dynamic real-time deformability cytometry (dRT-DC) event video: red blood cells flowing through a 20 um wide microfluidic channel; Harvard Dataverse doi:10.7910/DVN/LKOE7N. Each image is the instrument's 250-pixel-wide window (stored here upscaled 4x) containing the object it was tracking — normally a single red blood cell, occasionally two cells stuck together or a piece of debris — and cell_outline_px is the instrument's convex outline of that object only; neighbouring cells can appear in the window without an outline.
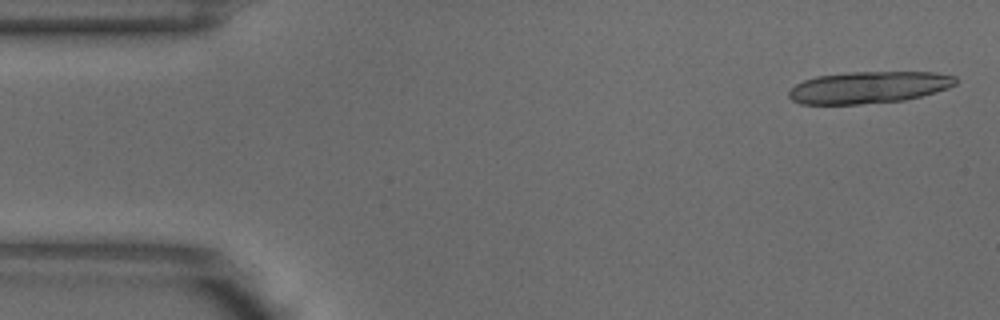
{"species": "common noctule bat (a hibernating species)", "species_latin": "Nyctalus noctula", "temperature_condition": "warm", "stored_images_in_passage": 4, "camera_frame_rate_fps": 3000, "um_per_image_px": 0.085, "animal": {"sex": "male", "body_mass_g": 18.8}, "frame": {"image": 1, "passage_image": 1, "time_ms": 0.0, "image_size_px": [1000, 320], "cell_outline_px": [[956, 84], [948, 88], [936, 92], [904, 100], [860, 104], [800, 104], [792, 100], [788, 96], [788, 92], [796, 84], [804, 80], [816, 76], [848, 72], [932, 72], [956, 76]], "centroid_in_image_um": [73.83, 7.42], "position_along_channel_um": 11.2, "area_um2": 30.98}}